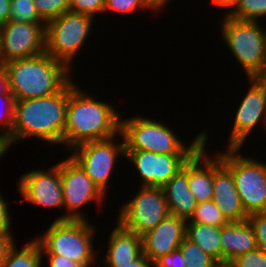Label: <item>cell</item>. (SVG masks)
Here are the masks:
<instances>
[{
	"label": "cell",
	"instance_id": "2e32d148",
	"mask_svg": "<svg viewBox=\"0 0 266 267\" xmlns=\"http://www.w3.org/2000/svg\"><path fill=\"white\" fill-rule=\"evenodd\" d=\"M187 221L172 214L141 236L142 253L155 262L178 249L186 237Z\"/></svg>",
	"mask_w": 266,
	"mask_h": 267
},
{
	"label": "cell",
	"instance_id": "3957f363",
	"mask_svg": "<svg viewBox=\"0 0 266 267\" xmlns=\"http://www.w3.org/2000/svg\"><path fill=\"white\" fill-rule=\"evenodd\" d=\"M3 65L8 75L9 91L15 101L52 95L73 78L72 71L63 62L46 52Z\"/></svg>",
	"mask_w": 266,
	"mask_h": 267
},
{
	"label": "cell",
	"instance_id": "d590c367",
	"mask_svg": "<svg viewBox=\"0 0 266 267\" xmlns=\"http://www.w3.org/2000/svg\"><path fill=\"white\" fill-rule=\"evenodd\" d=\"M47 255L49 262V267H85L81 263L71 261L60 255L55 254H42V256Z\"/></svg>",
	"mask_w": 266,
	"mask_h": 267
},
{
	"label": "cell",
	"instance_id": "d4e9b609",
	"mask_svg": "<svg viewBox=\"0 0 266 267\" xmlns=\"http://www.w3.org/2000/svg\"><path fill=\"white\" fill-rule=\"evenodd\" d=\"M187 223H201L211 226L222 227L229 223L216 204L210 200L197 203L193 215Z\"/></svg>",
	"mask_w": 266,
	"mask_h": 267
},
{
	"label": "cell",
	"instance_id": "83f0119b",
	"mask_svg": "<svg viewBox=\"0 0 266 267\" xmlns=\"http://www.w3.org/2000/svg\"><path fill=\"white\" fill-rule=\"evenodd\" d=\"M0 101V138L6 141L10 149V146H12L15 99L12 95H2Z\"/></svg>",
	"mask_w": 266,
	"mask_h": 267
},
{
	"label": "cell",
	"instance_id": "ab89813d",
	"mask_svg": "<svg viewBox=\"0 0 266 267\" xmlns=\"http://www.w3.org/2000/svg\"><path fill=\"white\" fill-rule=\"evenodd\" d=\"M124 267H155V262L151 261L142 253L136 260Z\"/></svg>",
	"mask_w": 266,
	"mask_h": 267
},
{
	"label": "cell",
	"instance_id": "836d02e7",
	"mask_svg": "<svg viewBox=\"0 0 266 267\" xmlns=\"http://www.w3.org/2000/svg\"><path fill=\"white\" fill-rule=\"evenodd\" d=\"M187 260L183 257L181 250L178 248L172 253L161 256L155 261V267H187Z\"/></svg>",
	"mask_w": 266,
	"mask_h": 267
},
{
	"label": "cell",
	"instance_id": "5bb4252c",
	"mask_svg": "<svg viewBox=\"0 0 266 267\" xmlns=\"http://www.w3.org/2000/svg\"><path fill=\"white\" fill-rule=\"evenodd\" d=\"M249 89L236 109L234 124L227 138V148H242L252 130L263 123L266 130V92L254 79L248 78Z\"/></svg>",
	"mask_w": 266,
	"mask_h": 267
},
{
	"label": "cell",
	"instance_id": "4fadbf2b",
	"mask_svg": "<svg viewBox=\"0 0 266 267\" xmlns=\"http://www.w3.org/2000/svg\"><path fill=\"white\" fill-rule=\"evenodd\" d=\"M18 191L22 202L39 205L49 209L64 210L63 188L60 177V162L48 171L32 169L19 177Z\"/></svg>",
	"mask_w": 266,
	"mask_h": 267
},
{
	"label": "cell",
	"instance_id": "8d00e7d4",
	"mask_svg": "<svg viewBox=\"0 0 266 267\" xmlns=\"http://www.w3.org/2000/svg\"><path fill=\"white\" fill-rule=\"evenodd\" d=\"M14 244L13 234H0V266L5 262L8 252Z\"/></svg>",
	"mask_w": 266,
	"mask_h": 267
},
{
	"label": "cell",
	"instance_id": "d6986e66",
	"mask_svg": "<svg viewBox=\"0 0 266 267\" xmlns=\"http://www.w3.org/2000/svg\"><path fill=\"white\" fill-rule=\"evenodd\" d=\"M102 263L104 267H124L142 254L140 235L122 227L118 222L109 236Z\"/></svg>",
	"mask_w": 266,
	"mask_h": 267
},
{
	"label": "cell",
	"instance_id": "52a82bcc",
	"mask_svg": "<svg viewBox=\"0 0 266 267\" xmlns=\"http://www.w3.org/2000/svg\"><path fill=\"white\" fill-rule=\"evenodd\" d=\"M215 152L232 172L242 205L248 215L266 212V163L239 153L241 148Z\"/></svg>",
	"mask_w": 266,
	"mask_h": 267
},
{
	"label": "cell",
	"instance_id": "8992f818",
	"mask_svg": "<svg viewBox=\"0 0 266 267\" xmlns=\"http://www.w3.org/2000/svg\"><path fill=\"white\" fill-rule=\"evenodd\" d=\"M221 37L247 78H254L266 63V31L259 21L237 20L222 15Z\"/></svg>",
	"mask_w": 266,
	"mask_h": 267
},
{
	"label": "cell",
	"instance_id": "7c38bea8",
	"mask_svg": "<svg viewBox=\"0 0 266 267\" xmlns=\"http://www.w3.org/2000/svg\"><path fill=\"white\" fill-rule=\"evenodd\" d=\"M45 25L14 21L0 25V64L44 53Z\"/></svg>",
	"mask_w": 266,
	"mask_h": 267
},
{
	"label": "cell",
	"instance_id": "7bdbcfd3",
	"mask_svg": "<svg viewBox=\"0 0 266 267\" xmlns=\"http://www.w3.org/2000/svg\"><path fill=\"white\" fill-rule=\"evenodd\" d=\"M211 1L216 6L218 5L222 8L227 7L228 10V8H230L236 0H211Z\"/></svg>",
	"mask_w": 266,
	"mask_h": 267
},
{
	"label": "cell",
	"instance_id": "74e56055",
	"mask_svg": "<svg viewBox=\"0 0 266 267\" xmlns=\"http://www.w3.org/2000/svg\"><path fill=\"white\" fill-rule=\"evenodd\" d=\"M12 95L9 91L8 75L6 68L3 64H0V96Z\"/></svg>",
	"mask_w": 266,
	"mask_h": 267
},
{
	"label": "cell",
	"instance_id": "1f68e13d",
	"mask_svg": "<svg viewBox=\"0 0 266 267\" xmlns=\"http://www.w3.org/2000/svg\"><path fill=\"white\" fill-rule=\"evenodd\" d=\"M229 264L232 267H266V254L256 248L237 256Z\"/></svg>",
	"mask_w": 266,
	"mask_h": 267
},
{
	"label": "cell",
	"instance_id": "f1b7e54d",
	"mask_svg": "<svg viewBox=\"0 0 266 267\" xmlns=\"http://www.w3.org/2000/svg\"><path fill=\"white\" fill-rule=\"evenodd\" d=\"M34 5L39 16L47 22L68 12L70 0H34Z\"/></svg>",
	"mask_w": 266,
	"mask_h": 267
},
{
	"label": "cell",
	"instance_id": "ba28073f",
	"mask_svg": "<svg viewBox=\"0 0 266 267\" xmlns=\"http://www.w3.org/2000/svg\"><path fill=\"white\" fill-rule=\"evenodd\" d=\"M94 18L73 12H65L46 22L45 52L63 62L70 70L78 52L86 44ZM72 63V64H71Z\"/></svg>",
	"mask_w": 266,
	"mask_h": 267
},
{
	"label": "cell",
	"instance_id": "e575fe53",
	"mask_svg": "<svg viewBox=\"0 0 266 267\" xmlns=\"http://www.w3.org/2000/svg\"><path fill=\"white\" fill-rule=\"evenodd\" d=\"M8 206V202L3 199L0 193V234H12V230H10L12 219Z\"/></svg>",
	"mask_w": 266,
	"mask_h": 267
},
{
	"label": "cell",
	"instance_id": "f6af8a7d",
	"mask_svg": "<svg viewBox=\"0 0 266 267\" xmlns=\"http://www.w3.org/2000/svg\"><path fill=\"white\" fill-rule=\"evenodd\" d=\"M218 267H232L230 264H220Z\"/></svg>",
	"mask_w": 266,
	"mask_h": 267
},
{
	"label": "cell",
	"instance_id": "9a60e30c",
	"mask_svg": "<svg viewBox=\"0 0 266 267\" xmlns=\"http://www.w3.org/2000/svg\"><path fill=\"white\" fill-rule=\"evenodd\" d=\"M193 154H157L151 151L125 150L138 177L142 178L140 186L162 188L189 160Z\"/></svg>",
	"mask_w": 266,
	"mask_h": 267
},
{
	"label": "cell",
	"instance_id": "f546056e",
	"mask_svg": "<svg viewBox=\"0 0 266 267\" xmlns=\"http://www.w3.org/2000/svg\"><path fill=\"white\" fill-rule=\"evenodd\" d=\"M151 10L147 0H105L104 14L107 11L122 14L133 13L135 10Z\"/></svg>",
	"mask_w": 266,
	"mask_h": 267
},
{
	"label": "cell",
	"instance_id": "7402d4cb",
	"mask_svg": "<svg viewBox=\"0 0 266 267\" xmlns=\"http://www.w3.org/2000/svg\"><path fill=\"white\" fill-rule=\"evenodd\" d=\"M221 227L201 223H187L186 237L222 264Z\"/></svg>",
	"mask_w": 266,
	"mask_h": 267
},
{
	"label": "cell",
	"instance_id": "7a4b0ae2",
	"mask_svg": "<svg viewBox=\"0 0 266 267\" xmlns=\"http://www.w3.org/2000/svg\"><path fill=\"white\" fill-rule=\"evenodd\" d=\"M68 96L69 82L52 95L15 101L12 145L30 137L64 145Z\"/></svg>",
	"mask_w": 266,
	"mask_h": 267
},
{
	"label": "cell",
	"instance_id": "44dd1931",
	"mask_svg": "<svg viewBox=\"0 0 266 267\" xmlns=\"http://www.w3.org/2000/svg\"><path fill=\"white\" fill-rule=\"evenodd\" d=\"M222 264L257 248L255 232L248 220L229 222L221 227Z\"/></svg>",
	"mask_w": 266,
	"mask_h": 267
},
{
	"label": "cell",
	"instance_id": "6da1fadb",
	"mask_svg": "<svg viewBox=\"0 0 266 267\" xmlns=\"http://www.w3.org/2000/svg\"><path fill=\"white\" fill-rule=\"evenodd\" d=\"M88 91L78 87L74 79L69 81V96L66 108L64 146H75L116 136L120 132L121 113L113 104L95 99Z\"/></svg>",
	"mask_w": 266,
	"mask_h": 267
},
{
	"label": "cell",
	"instance_id": "9c48e42d",
	"mask_svg": "<svg viewBox=\"0 0 266 267\" xmlns=\"http://www.w3.org/2000/svg\"><path fill=\"white\" fill-rule=\"evenodd\" d=\"M118 136L121 138V142L116 140ZM69 153L94 184L105 195H108L106 194L108 186L110 187L108 182L116 167L115 164L120 156L125 157V143L121 132L108 139L79 144Z\"/></svg>",
	"mask_w": 266,
	"mask_h": 267
},
{
	"label": "cell",
	"instance_id": "ac0fdd59",
	"mask_svg": "<svg viewBox=\"0 0 266 267\" xmlns=\"http://www.w3.org/2000/svg\"><path fill=\"white\" fill-rule=\"evenodd\" d=\"M208 134L205 130V143L188 160L189 190L197 203L213 198V154L207 152Z\"/></svg>",
	"mask_w": 266,
	"mask_h": 267
},
{
	"label": "cell",
	"instance_id": "277c9868",
	"mask_svg": "<svg viewBox=\"0 0 266 267\" xmlns=\"http://www.w3.org/2000/svg\"><path fill=\"white\" fill-rule=\"evenodd\" d=\"M167 124L151 117L133 116L120 119V132L125 150L151 151L157 154H194L205 143V130H201L186 146Z\"/></svg>",
	"mask_w": 266,
	"mask_h": 267
},
{
	"label": "cell",
	"instance_id": "ffe728a7",
	"mask_svg": "<svg viewBox=\"0 0 266 267\" xmlns=\"http://www.w3.org/2000/svg\"><path fill=\"white\" fill-rule=\"evenodd\" d=\"M162 190L172 215L189 221L197 207L195 197L189 190L188 161L163 187Z\"/></svg>",
	"mask_w": 266,
	"mask_h": 267
},
{
	"label": "cell",
	"instance_id": "4dcf8cb0",
	"mask_svg": "<svg viewBox=\"0 0 266 267\" xmlns=\"http://www.w3.org/2000/svg\"><path fill=\"white\" fill-rule=\"evenodd\" d=\"M105 0H70L69 11L96 18L97 14H104Z\"/></svg>",
	"mask_w": 266,
	"mask_h": 267
},
{
	"label": "cell",
	"instance_id": "60d3db41",
	"mask_svg": "<svg viewBox=\"0 0 266 267\" xmlns=\"http://www.w3.org/2000/svg\"><path fill=\"white\" fill-rule=\"evenodd\" d=\"M171 0H147L149 7L151 8V12H159L161 9L165 8V6L170 3Z\"/></svg>",
	"mask_w": 266,
	"mask_h": 267
},
{
	"label": "cell",
	"instance_id": "8fae6325",
	"mask_svg": "<svg viewBox=\"0 0 266 267\" xmlns=\"http://www.w3.org/2000/svg\"><path fill=\"white\" fill-rule=\"evenodd\" d=\"M60 177L63 188V204L67 211L55 221L88 220L81 213L83 206L90 202L104 203L106 195L87 176L81 166L70 156L60 162Z\"/></svg>",
	"mask_w": 266,
	"mask_h": 267
},
{
	"label": "cell",
	"instance_id": "b9f144b4",
	"mask_svg": "<svg viewBox=\"0 0 266 267\" xmlns=\"http://www.w3.org/2000/svg\"><path fill=\"white\" fill-rule=\"evenodd\" d=\"M254 79L263 87L266 92V63L263 65L260 72L254 77Z\"/></svg>",
	"mask_w": 266,
	"mask_h": 267
},
{
	"label": "cell",
	"instance_id": "4316f807",
	"mask_svg": "<svg viewBox=\"0 0 266 267\" xmlns=\"http://www.w3.org/2000/svg\"><path fill=\"white\" fill-rule=\"evenodd\" d=\"M17 23H46L37 13L34 0H11L10 20Z\"/></svg>",
	"mask_w": 266,
	"mask_h": 267
},
{
	"label": "cell",
	"instance_id": "f35d334b",
	"mask_svg": "<svg viewBox=\"0 0 266 267\" xmlns=\"http://www.w3.org/2000/svg\"><path fill=\"white\" fill-rule=\"evenodd\" d=\"M11 0H0V25L10 20Z\"/></svg>",
	"mask_w": 266,
	"mask_h": 267
},
{
	"label": "cell",
	"instance_id": "603a6c76",
	"mask_svg": "<svg viewBox=\"0 0 266 267\" xmlns=\"http://www.w3.org/2000/svg\"><path fill=\"white\" fill-rule=\"evenodd\" d=\"M42 259L40 244L32 239L20 251L14 244L8 252L5 262L0 267H41Z\"/></svg>",
	"mask_w": 266,
	"mask_h": 267
},
{
	"label": "cell",
	"instance_id": "5b68a950",
	"mask_svg": "<svg viewBox=\"0 0 266 267\" xmlns=\"http://www.w3.org/2000/svg\"><path fill=\"white\" fill-rule=\"evenodd\" d=\"M96 230L88 220H54L43 235L34 239L40 244L42 254L60 255L92 267L99 257L93 244Z\"/></svg>",
	"mask_w": 266,
	"mask_h": 267
},
{
	"label": "cell",
	"instance_id": "e0dca14e",
	"mask_svg": "<svg viewBox=\"0 0 266 267\" xmlns=\"http://www.w3.org/2000/svg\"><path fill=\"white\" fill-rule=\"evenodd\" d=\"M212 201L229 222H241L248 219L232 172L222 163L215 153L213 156V198Z\"/></svg>",
	"mask_w": 266,
	"mask_h": 267
},
{
	"label": "cell",
	"instance_id": "30bf717a",
	"mask_svg": "<svg viewBox=\"0 0 266 267\" xmlns=\"http://www.w3.org/2000/svg\"><path fill=\"white\" fill-rule=\"evenodd\" d=\"M139 188L131 200L118 208L117 222L125 229L142 236L171 213L162 188Z\"/></svg>",
	"mask_w": 266,
	"mask_h": 267
},
{
	"label": "cell",
	"instance_id": "ee69618b",
	"mask_svg": "<svg viewBox=\"0 0 266 267\" xmlns=\"http://www.w3.org/2000/svg\"><path fill=\"white\" fill-rule=\"evenodd\" d=\"M8 146L5 140L0 138V159L4 156V154L8 151Z\"/></svg>",
	"mask_w": 266,
	"mask_h": 267
},
{
	"label": "cell",
	"instance_id": "cb8c5ba5",
	"mask_svg": "<svg viewBox=\"0 0 266 267\" xmlns=\"http://www.w3.org/2000/svg\"><path fill=\"white\" fill-rule=\"evenodd\" d=\"M226 14L237 20L258 21L266 17V0H236Z\"/></svg>",
	"mask_w": 266,
	"mask_h": 267
},
{
	"label": "cell",
	"instance_id": "484cf974",
	"mask_svg": "<svg viewBox=\"0 0 266 267\" xmlns=\"http://www.w3.org/2000/svg\"><path fill=\"white\" fill-rule=\"evenodd\" d=\"M187 267H218L220 264L197 244L185 237L179 246Z\"/></svg>",
	"mask_w": 266,
	"mask_h": 267
},
{
	"label": "cell",
	"instance_id": "d6a6232c",
	"mask_svg": "<svg viewBox=\"0 0 266 267\" xmlns=\"http://www.w3.org/2000/svg\"><path fill=\"white\" fill-rule=\"evenodd\" d=\"M247 220L255 232L257 248L266 254V212L250 214Z\"/></svg>",
	"mask_w": 266,
	"mask_h": 267
}]
</instances>
